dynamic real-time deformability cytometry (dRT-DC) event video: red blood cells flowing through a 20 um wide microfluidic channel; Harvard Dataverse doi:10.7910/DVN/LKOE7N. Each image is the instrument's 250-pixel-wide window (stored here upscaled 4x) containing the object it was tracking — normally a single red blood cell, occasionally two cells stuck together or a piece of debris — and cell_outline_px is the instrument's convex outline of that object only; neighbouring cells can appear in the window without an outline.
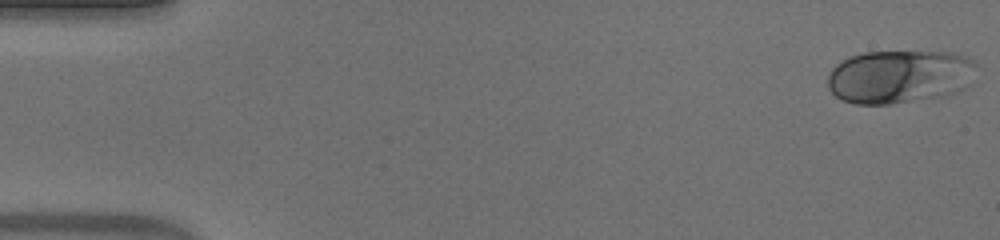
{"species": "human", "species_latin": "Homo sapiens", "temperature_condition": "warm", "stored_images_in_passage": 52, "camera_frame_rate_fps": 3000, "um_per_image_px": 0.085, "donor": {"sex": "male"}, "frame": {"image": 1, "passage_image": 1, "time_ms": 0.0, "image_size_px": [1000, 240], "cell_outline_px": [[976, 64], [972, 84], [960, 92], [948, 96], [892, 104], [856, 104], [840, 100], [828, 88], [828, 76], [832, 68], [836, 64], [848, 56], [864, 52], [952, 52], [964, 56], [972, 60]], "centroid_in_image_um": [76.49, 6.53], "position_along_channel_um": 8.5, "area_um2": 47.05}}
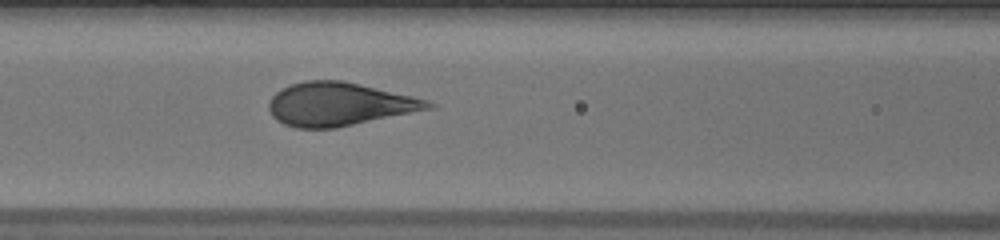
{"frame": {"image": 2, "passage_image": 22, "time_ms": 7.0, "image_size_px": [1000, 240], "cell_outline_px": [[436, 104], [432, 108], [336, 128], [296, 128], [284, 124], [276, 120], [272, 116], [268, 108], [268, 104], [272, 96], [280, 88], [304, 80], [344, 80], [412, 96], [428, 100]], "centroid_in_image_um": [28.79, 8.85], "position_along_channel_um": 137.8, "area_um2": 40.17}}
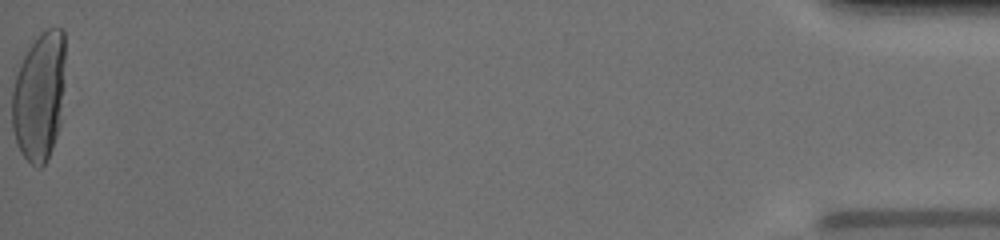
{"frame": {"image": 3, "passage_image": 52, "time_ms": 17.0, "image_size_px": [1000, 240], "cell_outline_px": [[64, 88], [60, 124], [48, 160], [40, 168], [32, 164], [20, 152], [16, 144], [12, 128], [12, 88], [20, 64], [28, 48], [40, 32], [48, 28], [64, 28]], "centroid_in_image_um": [3.34, 8.19], "position_along_channel_um": 431.9, "area_um2": 40.29}, "authors_computed_cell_mechanics": {"area_um2": 40.6334, "velocity_mm_per_s": 3.9433, "shape_relaxation_time_tau1_ms": 5.496, "shape_relaxation_time_tau2_ms": null, "deformation_change_tau1": 0.2415, "deformation_change_tau2": null}}